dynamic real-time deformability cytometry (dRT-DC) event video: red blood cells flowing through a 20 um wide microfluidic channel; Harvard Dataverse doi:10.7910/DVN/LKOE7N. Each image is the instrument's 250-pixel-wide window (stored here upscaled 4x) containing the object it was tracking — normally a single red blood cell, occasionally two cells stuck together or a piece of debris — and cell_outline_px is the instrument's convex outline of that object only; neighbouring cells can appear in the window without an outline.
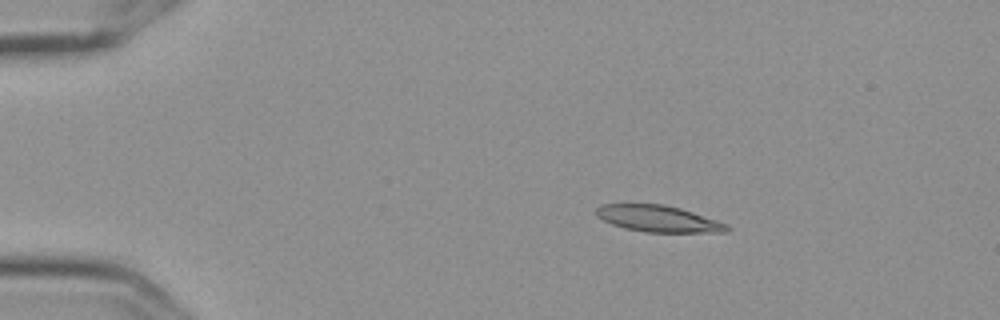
{"species": "Egyptian fruit bat (a non-hibernating species)", "species_latin": "Rousettus aegyptiacus", "temperature_condition": "cold", "stored_images_in_passage": 3, "camera_frame_rate_fps": 3000, "um_per_image_px": 0.085, "frame": {"image": 1, "passage_image": 1, "time_ms": 0.0, "image_size_px": [1000, 320], "cell_outline_px": [[732, 228], [728, 232], [644, 232], [624, 228], [612, 224], [596, 216], [596, 208], [604, 204], [664, 204], [680, 208], [728, 224]], "centroid_in_image_um": [55.97, 18.59], "position_along_channel_um": 29.0, "area_um2": 20.11}}